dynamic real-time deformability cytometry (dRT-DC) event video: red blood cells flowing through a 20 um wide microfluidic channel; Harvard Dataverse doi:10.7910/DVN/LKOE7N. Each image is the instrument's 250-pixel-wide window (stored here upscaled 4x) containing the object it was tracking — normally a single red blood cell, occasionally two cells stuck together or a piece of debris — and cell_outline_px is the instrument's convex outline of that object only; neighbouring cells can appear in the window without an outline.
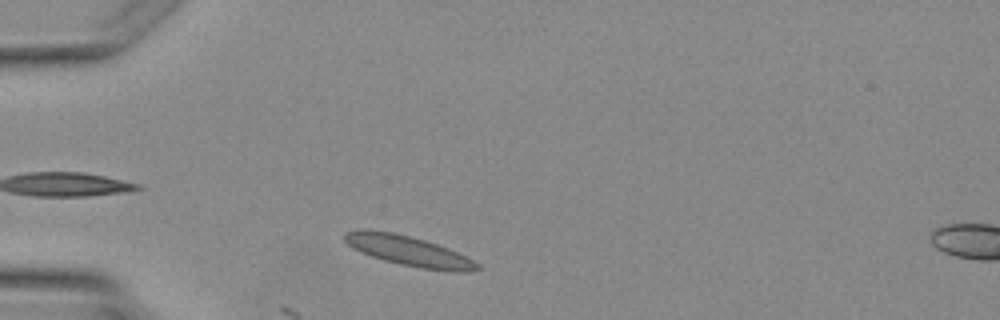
{"species": "Egyptian fruit bat (a non-hibernating species)", "species_latin": "Rousettus aegyptiacus", "temperature_condition": "warm", "stored_images_in_passage": 6, "segment_of_instrument_passage": [1, 2], "camera_frame_rate_fps": 3000, "um_per_image_px": 0.085, "animal": {"sex": "female"}, "frame": {"image": 1, "passage_image": 5, "time_ms": 4.667, "image_size_px": [1000, 320], "cell_outline_px": [[480, 268], [468, 272], [452, 272], [420, 268], [400, 264], [384, 260], [360, 252], [352, 248], [344, 240], [344, 232], [360, 228], [368, 228], [392, 232], [424, 240], [448, 248], [480, 264]], "centroid_in_image_um": [34.68, 21.32], "position_along_channel_um": 50.3, "area_um2": 23.24}}